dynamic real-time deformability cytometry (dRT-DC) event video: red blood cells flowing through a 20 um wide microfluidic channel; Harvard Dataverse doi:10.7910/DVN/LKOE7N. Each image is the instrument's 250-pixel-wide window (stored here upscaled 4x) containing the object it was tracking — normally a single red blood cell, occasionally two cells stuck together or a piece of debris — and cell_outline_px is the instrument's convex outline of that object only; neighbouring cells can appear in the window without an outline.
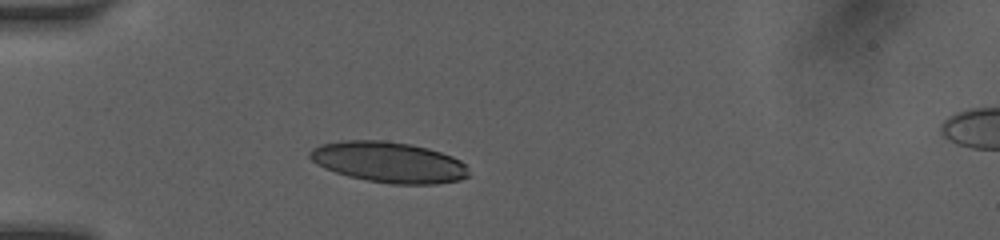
{"species": "human", "species_latin": "Homo sapiens", "temperature_condition": "room temperature", "stored_images_in_passage": 15, "camera_frame_rate_fps": 3000, "um_per_image_px": 0.085, "donor": {"sex": "female"}, "frame": {"image": 1, "passage_image": 3, "time_ms": 2.0, "image_size_px": [1000, 240], "cell_outline_px": [[468, 176], [460, 180], [436, 184], [392, 184], [368, 180], [348, 176], [324, 168], [316, 164], [308, 156], [308, 152], [312, 148], [320, 144], [340, 140], [384, 140], [408, 144], [428, 148], [452, 156], [460, 160], [464, 164], [468, 172]], "centroid_in_image_um": [33.01, 13.78], "position_along_channel_um": 52.0, "area_um2": 37.74}}
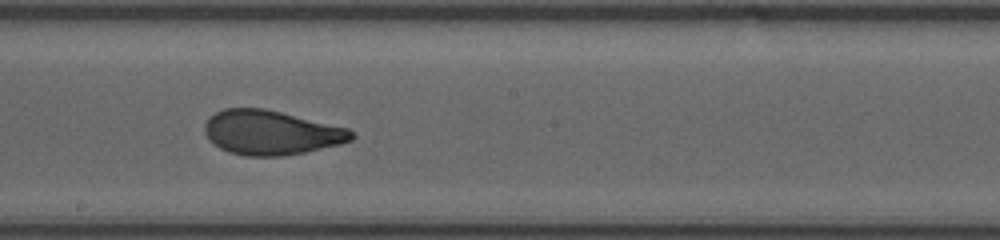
{"frame": {"image": 2, "passage_image": 8, "time_ms": 6.667, "image_size_px": [1000, 240], "cell_outline_px": [[356, 136], [352, 140], [340, 144], [304, 152], [280, 156], [244, 156], [228, 152], [212, 144], [208, 140], [204, 132], [204, 124], [216, 112], [224, 108], [264, 108], [348, 128]], "centroid_in_image_um": [23.01, 11.28], "position_along_channel_um": 225.2, "area_um2": 37.97}}
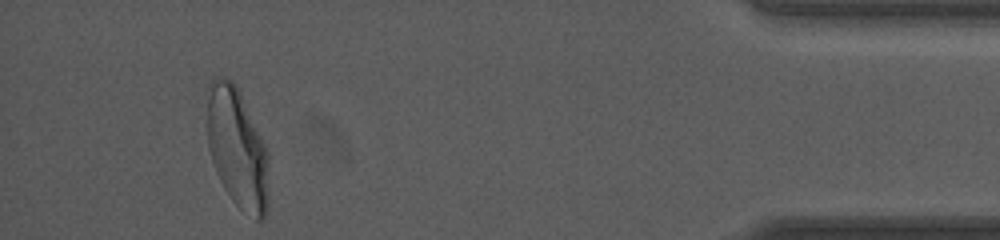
{"frame": {"image": 3, "passage_image": 14, "time_ms": 12.667, "image_size_px": [1000, 240], "cell_outline_px": [[268, 208], [264, 216], [260, 220], [256, 220], [240, 208], [232, 200], [224, 188], [220, 180], [212, 160], [208, 148], [208, 96], [212, 80], [220, 76], [224, 76], [232, 80], [236, 84], [268, 148]], "centroid_in_image_um": [20.2, 12.61], "position_along_channel_um": 415.0, "area_um2": 43.18}, "authors_computed_cell_mechanics": {"area_um2": 38.437, "velocity_mm_per_s": 4.1043, "shape_relaxation_time_tau1_ms": 4.4368, "shape_relaxation_time_tau2_ms": null, "deformation_change_tau1": 0.1469, "deformation_change_tau2": null}}